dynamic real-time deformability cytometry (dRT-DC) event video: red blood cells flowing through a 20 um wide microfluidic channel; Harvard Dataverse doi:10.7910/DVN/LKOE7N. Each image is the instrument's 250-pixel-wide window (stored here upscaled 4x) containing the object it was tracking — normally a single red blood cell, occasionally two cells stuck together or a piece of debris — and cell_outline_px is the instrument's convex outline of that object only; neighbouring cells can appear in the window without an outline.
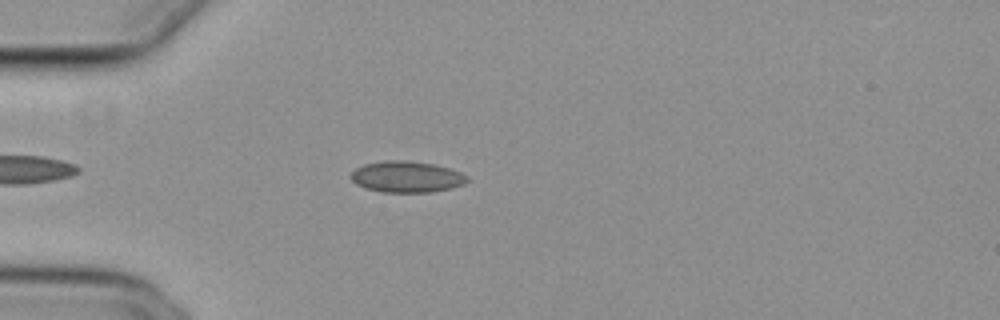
{"species": "common noctule bat (a hibernating species)", "species_latin": "Nyctalus noctula", "temperature_condition": "cold", "stored_images_in_passage": 46, "camera_frame_rate_fps": 3000, "um_per_image_px": 0.085, "animal": {"sex": "female", "body_mass_g": 29.2, "forearm_length_mm": 56.3}, "frame": {"image": 1, "passage_image": 8, "time_ms": 2.333, "image_size_px": [1000, 320], "cell_outline_px": [[468, 180], [464, 184], [452, 188], [432, 192], [380, 192], [364, 188], [356, 184], [348, 176], [356, 168], [364, 164], [384, 160], [404, 160], [432, 164], [448, 168], [460, 172], [468, 176]], "centroid_in_image_um": [34.53, 15.03], "position_along_channel_um": 50.5, "area_um2": 21.27}}
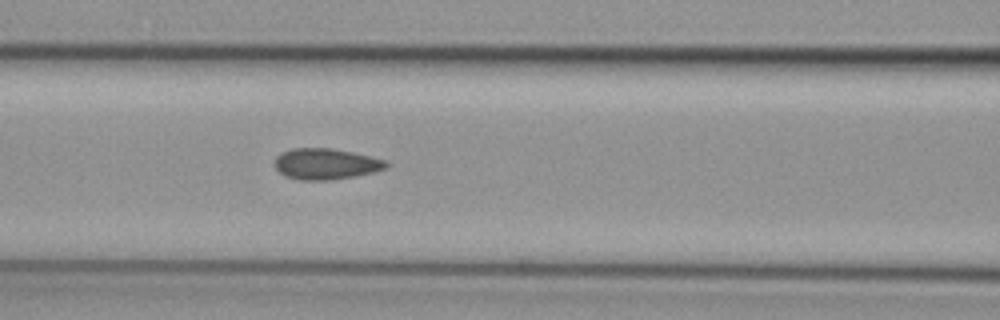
{"frame": {"image": 2, "passage_image": 16, "time_ms": 5.0, "image_size_px": [1000, 320], "cell_outline_px": [[392, 164], [388, 168], [356, 176], [332, 180], [300, 180], [284, 176], [272, 164], [276, 156], [280, 152], [292, 148], [332, 148], [352, 152], [388, 160]], "centroid_in_image_um": [27.7, 13.93], "position_along_channel_um": 138.9, "area_um2": 20.58}}
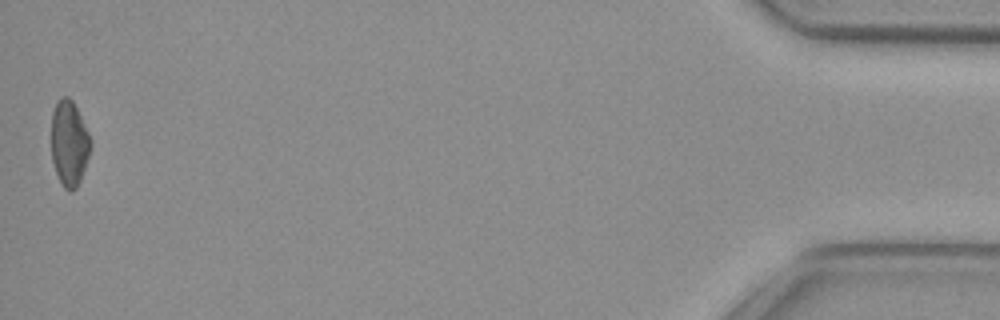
{"frame": {"image": 3, "passage_image": 46, "time_ms": 15.0, "image_size_px": [1000, 320], "cell_outline_px": [[92, 144], [80, 180], [76, 188], [72, 192], [68, 192], [64, 188], [56, 172], [52, 160], [52, 112], [56, 100], [60, 96], [68, 96], [72, 100], [92, 140]], "centroid_in_image_um": [5.87, 12.16], "position_along_channel_um": 429.3, "area_um2": 19.48}, "authors_computed_cell_mechanics": {"area_um2": 19.8832, "velocity_mm_per_s": 3.8528, "shape_relaxation_time_tau1_ms": null, "shape_relaxation_time_tau2_ms": 1.4951, "deformation_change_tau1": null, "deformation_change_tau2": 0.0514}}